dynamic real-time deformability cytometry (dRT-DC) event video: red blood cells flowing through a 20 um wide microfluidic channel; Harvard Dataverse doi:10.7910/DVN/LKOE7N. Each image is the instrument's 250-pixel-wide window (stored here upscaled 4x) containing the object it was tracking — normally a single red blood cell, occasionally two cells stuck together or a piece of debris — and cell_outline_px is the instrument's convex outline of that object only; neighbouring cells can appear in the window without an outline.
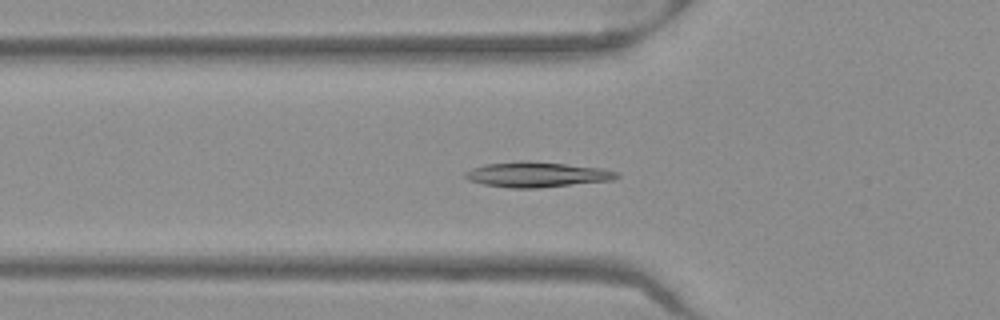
{"species": "Egyptian fruit bat (a non-hibernating species)", "species_latin": "Rousettus aegyptiacus", "temperature_condition": "warm", "stored_images_in_passage": 51, "camera_frame_rate_fps": 3000, "um_per_image_px": 0.085, "frame": {"image": 1, "passage_image": 17, "time_ms": 5.333, "image_size_px": [1000, 320], "cell_outline_px": [[620, 176], [612, 180], [540, 188], [508, 188], [484, 184], [468, 180], [464, 176], [464, 172], [472, 168], [484, 164], [520, 160], [528, 160], [604, 168], [620, 172]], "centroid_in_image_um": [45.64, 14.83], "position_along_channel_um": 80.2, "area_um2": 22.6}}
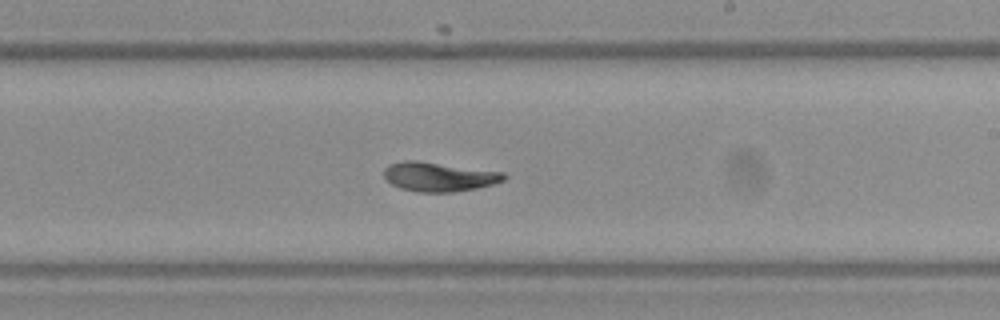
{"frame": {"image": 2, "passage_image": 30, "time_ms": 9.667, "image_size_px": [1000, 320], "cell_outline_px": [[508, 176], [504, 180], [492, 184], [476, 188], [452, 192], [420, 192], [400, 188], [392, 184], [384, 176], [384, 168], [388, 164], [404, 160], [416, 160], [504, 172]], "centroid_in_image_um": [37.3, 15.01], "position_along_channel_um": 251.7, "area_um2": 20.4}}
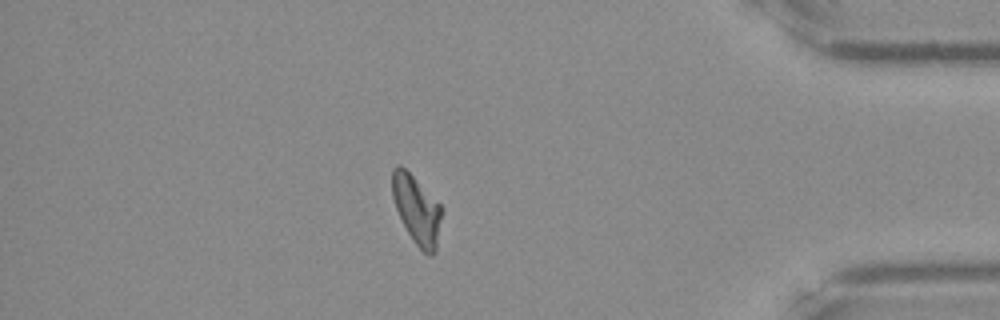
{"frame": {"image": 3, "passage_image": 44, "time_ms": 14.333, "image_size_px": [1000, 320], "cell_outline_px": [[444, 212], [436, 248], [432, 256], [428, 256], [412, 240], [396, 208], [392, 196], [392, 168], [396, 164], [400, 164], [444, 208]], "centroid_in_image_um": [35.45, 17.84], "position_along_channel_um": 399.8, "area_um2": 19.71}, "authors_computed_cell_mechanics": {"area_um2": 20.519, "velocity_mm_per_s": 3.9477, "shape_relaxation_time_tau1_ms": 4.2011, "shape_relaxation_time_tau2_ms": 3.327, "deformation_change_tau1": 0.1674, "deformation_change_tau2": 0.0702}}